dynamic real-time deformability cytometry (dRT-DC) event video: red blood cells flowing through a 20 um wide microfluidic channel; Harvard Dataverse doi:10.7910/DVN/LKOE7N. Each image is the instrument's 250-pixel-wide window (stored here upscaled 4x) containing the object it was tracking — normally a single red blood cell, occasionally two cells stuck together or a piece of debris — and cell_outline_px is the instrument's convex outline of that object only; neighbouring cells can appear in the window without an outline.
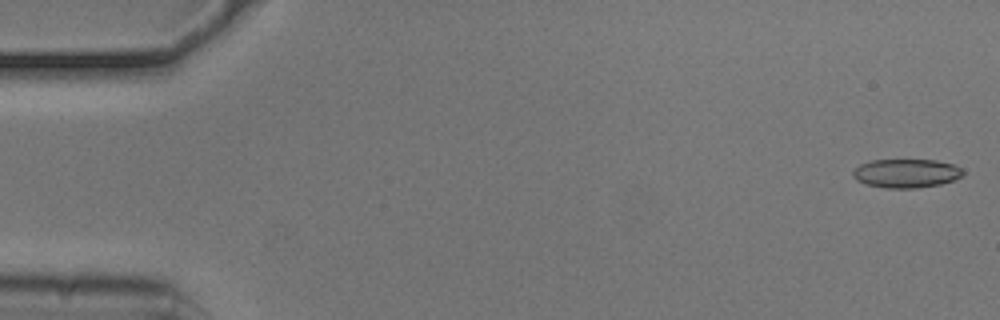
{"species": "common noctule bat (a hibernating species)", "species_latin": "Nyctalus noctula", "temperature_condition": "cold", "stored_images_in_passage": 23, "camera_frame_rate_fps": 3000, "um_per_image_px": 0.085, "animal": {"sex": "male", "body_mass_g": 20.5, "forearm_length_mm": 52.5}, "frame": {"image": 1, "passage_image": 1, "time_ms": 0.0, "image_size_px": [1000, 320], "cell_outline_px": [[964, 172], [960, 176], [952, 180], [940, 184], [916, 188], [884, 188], [864, 184], [856, 180], [852, 176], [852, 172], [860, 164], [872, 160], [936, 160], [952, 164], [960, 168]], "centroid_in_image_um": [76.97, 14.73], "position_along_channel_um": 8.0, "area_um2": 18.38}}
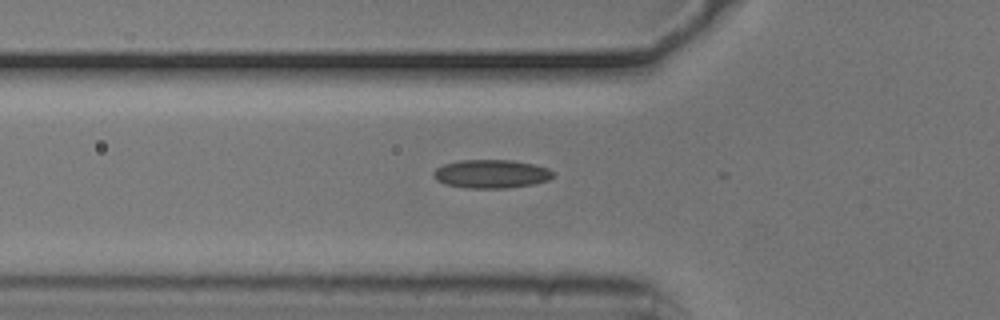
{"frame": {"image": 2, "passage_image": 18, "time_ms": 5.667, "image_size_px": [1000, 320], "cell_outline_px": [[556, 172], [548, 180], [532, 184], [508, 188], [468, 188], [444, 184], [436, 180], [432, 176], [432, 172], [436, 168], [444, 164], [460, 160], [512, 160], [536, 164], [548, 168]], "centroid_in_image_um": [41.75, 14.77], "position_along_channel_um": 84.1, "area_um2": 20.06}}
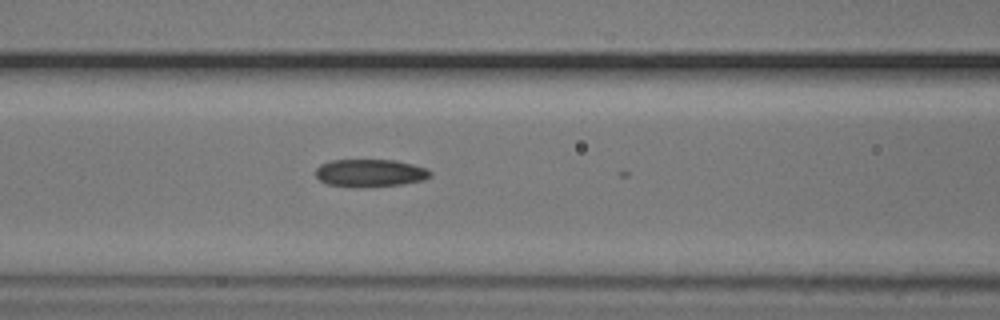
{"frame": {"image": 3, "passage_image": 22, "time_ms": 7.0, "image_size_px": [1000, 320], "cell_outline_px": [[432, 176], [424, 180], [404, 184], [364, 188], [352, 188], [328, 184], [320, 180], [316, 176], [316, 168], [320, 164], [332, 160], [396, 160], [428, 168], [432, 172]], "centroid_in_image_um": [31.49, 14.72], "position_along_channel_um": 135.1, "area_um2": 18.9}}